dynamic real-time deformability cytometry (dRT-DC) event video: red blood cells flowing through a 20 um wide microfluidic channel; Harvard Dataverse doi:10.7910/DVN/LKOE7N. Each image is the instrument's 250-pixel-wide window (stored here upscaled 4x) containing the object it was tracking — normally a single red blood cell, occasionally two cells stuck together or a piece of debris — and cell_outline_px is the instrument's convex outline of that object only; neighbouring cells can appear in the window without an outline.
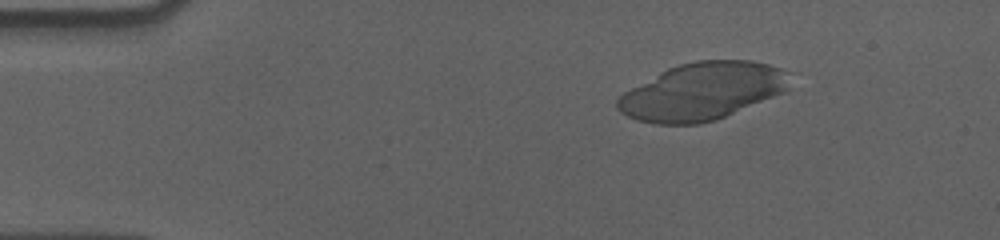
{"species": "human", "species_latin": "Homo sapiens", "temperature_condition": "cold", "stored_images_in_passage": 25, "camera_frame_rate_fps": 3000, "um_per_image_px": 0.085, "donor": {"sex": "male"}, "frame": {"image": 1, "passage_image": 1, "time_ms": 0.0, "image_size_px": [1000, 240], "cell_outline_px": [[792, 72], [788, 92], [716, 120], [700, 124], [656, 124], [636, 120], [620, 112], [616, 108], [616, 100], [624, 92], [660, 72], [668, 68], [680, 64], [696, 60], [752, 60], [768, 64]], "centroid_in_image_um": [59.76, 7.77], "position_along_channel_um": 25.2, "area_um2": 58.2}}